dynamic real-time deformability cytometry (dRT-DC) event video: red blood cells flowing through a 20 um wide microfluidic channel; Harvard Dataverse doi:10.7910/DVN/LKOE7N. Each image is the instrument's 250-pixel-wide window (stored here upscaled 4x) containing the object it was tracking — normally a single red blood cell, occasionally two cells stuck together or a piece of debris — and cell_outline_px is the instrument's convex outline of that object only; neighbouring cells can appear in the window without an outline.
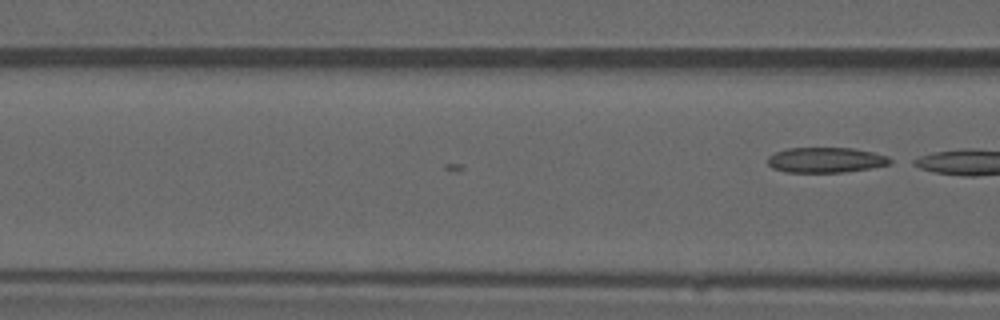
{"species": "common noctule bat (a hibernating species)", "species_latin": "Nyctalus noctula", "temperature_condition": "warm", "stored_images_in_passage": 4, "camera_frame_rate_fps": 3000, "um_per_image_px": 0.085, "animal": {"sex": "male", "forearm_length_mm": 52.5}, "frame": {"image": 1, "passage_image": 4, "time_ms": 1.0, "image_size_px": [1000, 320], "cell_outline_px": [[896, 160], [888, 164], [868, 168], [844, 172], [788, 172], [772, 168], [768, 164], [768, 156], [776, 152], [788, 148], [852, 148], [872, 152], [888, 156]], "centroid_in_image_um": [70.2, 13.59], "position_along_channel_um": 96.4, "area_um2": 17.92}}